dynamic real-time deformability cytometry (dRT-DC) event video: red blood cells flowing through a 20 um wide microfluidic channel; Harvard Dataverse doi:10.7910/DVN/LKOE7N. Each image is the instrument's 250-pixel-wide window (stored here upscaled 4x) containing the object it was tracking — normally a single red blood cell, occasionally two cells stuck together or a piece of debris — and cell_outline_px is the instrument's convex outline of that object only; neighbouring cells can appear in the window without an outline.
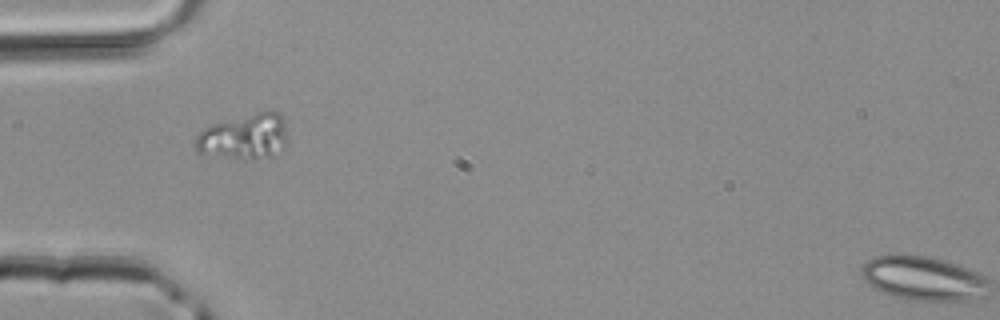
{"species": "common noctule bat (a hibernating species)", "species_latin": "Nyctalus noctula", "temperature_condition": "room temperature", "stored_images_in_passage": 2, "camera_frame_rate_fps": 3000, "um_per_image_px": 0.085, "animal": {"sex": "male", "body_mass_g": 20.4}, "frame": {"image": 1, "passage_image": 1, "time_ms": 0.0, "image_size_px": [1000, 320], "cell_outline_px": [[288, 144], [284, 148], [272, 156], [252, 160], [224, 156], [200, 152], [196, 148], [196, 136], [200, 132], [216, 124], [268, 108], [280, 112], [284, 116]], "centroid_in_image_um": [20.91, 11.58], "position_along_channel_um": 64.1, "area_um2": 24.39}}
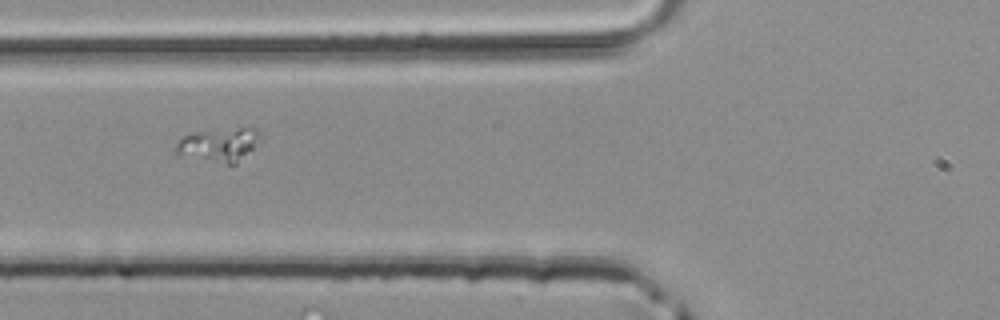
{"frame": {"image": 2, "passage_image": 2, "time_ms": 0.333, "image_size_px": [1000, 320], "cell_outline_px": [[260, 136], [252, 148], [236, 164], [228, 164], [176, 156], [176, 144], [184, 136], [196, 132], [252, 124], [260, 132]], "centroid_in_image_um": [18.62, 12.27], "position_along_channel_um": 107.2, "area_um2": 16.94}}